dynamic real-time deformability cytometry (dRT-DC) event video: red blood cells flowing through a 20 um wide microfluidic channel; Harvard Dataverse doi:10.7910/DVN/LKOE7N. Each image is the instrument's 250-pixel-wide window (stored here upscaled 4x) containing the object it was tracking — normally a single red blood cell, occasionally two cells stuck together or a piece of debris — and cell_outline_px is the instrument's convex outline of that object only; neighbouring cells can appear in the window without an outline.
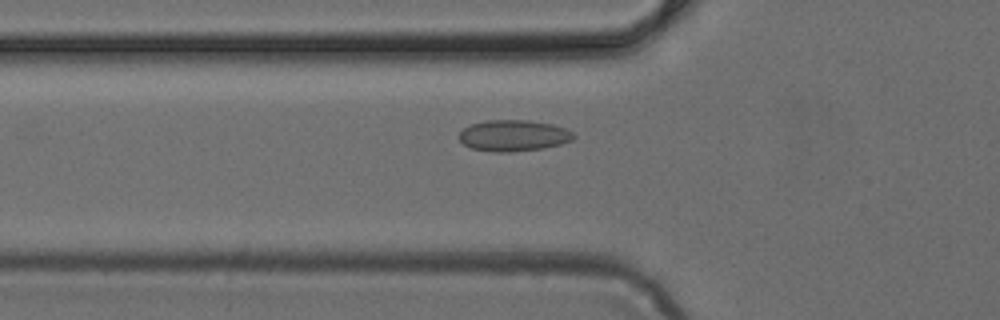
{"species": "common noctule bat (a hibernating species)", "species_latin": "Nyctalus noctula", "temperature_condition": "cold", "stored_images_in_passage": 37, "camera_frame_rate_fps": 3000, "um_per_image_px": 0.085, "animal": {"sex": "female", "body_mass_g": 24.6, "forearm_length_mm": 56.2}, "frame": {"image": 1, "passage_image": 5, "time_ms": 1.333, "image_size_px": [1000, 320], "cell_outline_px": [[576, 136], [572, 140], [560, 144], [544, 148], [512, 152], [492, 152], [472, 148], [464, 144], [456, 136], [464, 128], [472, 124], [484, 120], [528, 120], [552, 124], [564, 128], [572, 132]], "centroid_in_image_um": [43.63, 11.52], "position_along_channel_um": 82.2, "area_um2": 20.92}}
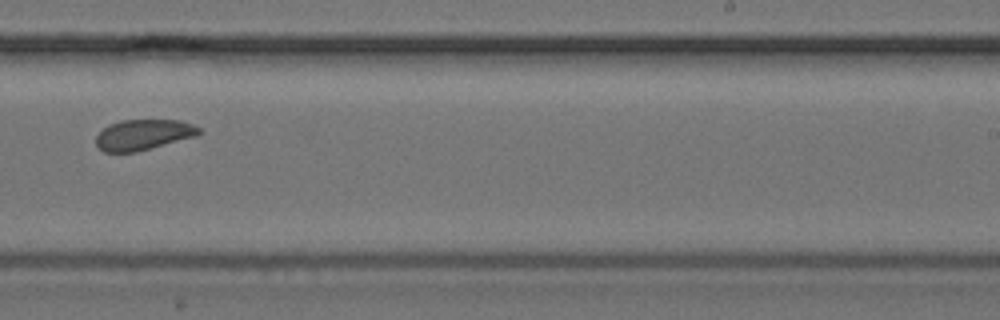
{"frame": {"image": 2, "passage_image": 19, "time_ms": 6.0, "image_size_px": [1000, 320], "cell_outline_px": [[204, 132], [196, 136], [136, 152], [104, 152], [96, 144], [96, 136], [108, 124], [120, 120], [180, 120], [192, 124], [200, 128]], "centroid_in_image_um": [12.2, 11.44], "position_along_channel_um": 276.8, "area_um2": 18.38}}
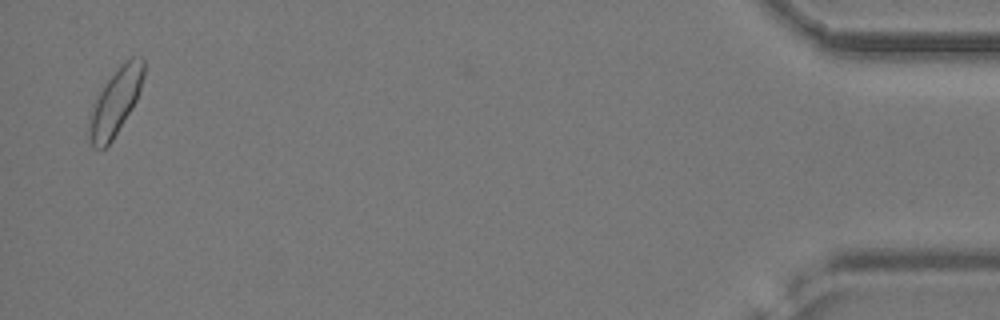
{"frame": {"image": 3, "passage_image": 36, "time_ms": 11.667, "image_size_px": [1000, 320], "cell_outline_px": [[144, 76], [140, 92], [132, 108], [112, 140], [104, 148], [96, 148], [92, 144], [92, 112], [96, 100], [104, 84], [120, 64], [124, 60], [132, 56], [140, 56], [144, 60]], "centroid_in_image_um": [9.91, 8.53], "position_along_channel_um": 425.3, "area_um2": 20.23}}